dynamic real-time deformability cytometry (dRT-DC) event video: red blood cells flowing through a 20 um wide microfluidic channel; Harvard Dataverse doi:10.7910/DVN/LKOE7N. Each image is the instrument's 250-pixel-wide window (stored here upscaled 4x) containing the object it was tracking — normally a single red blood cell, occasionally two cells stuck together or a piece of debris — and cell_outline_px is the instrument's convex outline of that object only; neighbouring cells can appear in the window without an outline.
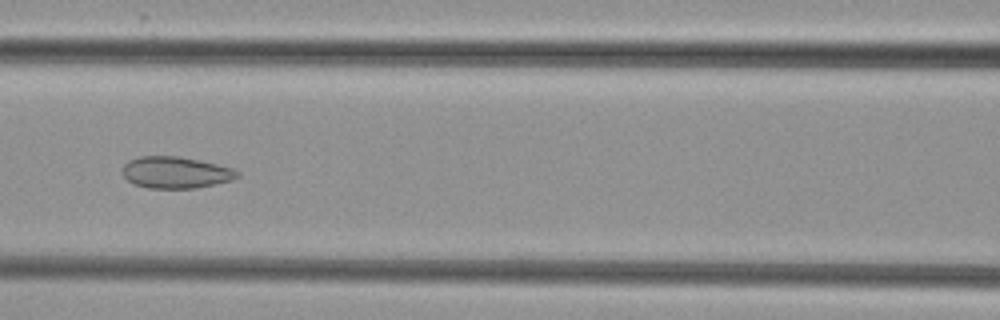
{"species": "common noctule bat (a hibernating species)", "species_latin": "Nyctalus noctula", "temperature_condition": "cold", "stored_images_in_passage": 5, "camera_frame_rate_fps": 3000, "um_per_image_px": 0.085, "animal": {"sex": "female", "body_mass_g": 29.2, "forearm_length_mm": 56.3}, "frame": {"image": 1, "passage_image": 5, "time_ms": 4.667, "image_size_px": [1000, 320], "cell_outline_px": [[240, 176], [232, 180], [196, 188], [148, 188], [132, 184], [124, 176], [124, 164], [128, 160], [140, 156], [180, 156], [200, 160], [232, 168], [240, 172]], "centroid_in_image_um": [14.94, 14.66], "position_along_channel_um": 151.7, "area_um2": 21.21}}